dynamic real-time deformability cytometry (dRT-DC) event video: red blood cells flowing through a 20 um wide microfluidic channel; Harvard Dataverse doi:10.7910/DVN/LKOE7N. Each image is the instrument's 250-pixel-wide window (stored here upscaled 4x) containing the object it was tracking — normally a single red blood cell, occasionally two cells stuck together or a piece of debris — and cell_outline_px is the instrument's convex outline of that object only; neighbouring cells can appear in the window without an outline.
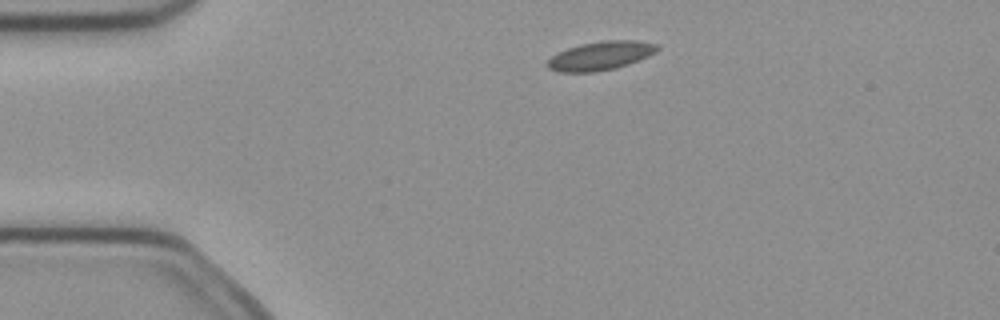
{"species": "common noctule bat (a hibernating species)", "species_latin": "Nyctalus noctula", "temperature_condition": "cold", "stored_images_in_passage": 3, "camera_frame_rate_fps": 3000, "um_per_image_px": 0.085, "animal": {"sex": "female", "body_mass_g": 21.9}, "frame": {"image": 1, "passage_image": 3, "time_ms": 0.667, "image_size_px": [1000, 320], "cell_outline_px": [[660, 48], [656, 52], [648, 56], [628, 64], [616, 68], [596, 72], [556, 72], [548, 68], [544, 64], [556, 52], [580, 44], [604, 40], [636, 40], [656, 44]], "centroid_in_image_um": [51.01, 4.74], "position_along_channel_um": 34.0, "area_um2": 18.55}}